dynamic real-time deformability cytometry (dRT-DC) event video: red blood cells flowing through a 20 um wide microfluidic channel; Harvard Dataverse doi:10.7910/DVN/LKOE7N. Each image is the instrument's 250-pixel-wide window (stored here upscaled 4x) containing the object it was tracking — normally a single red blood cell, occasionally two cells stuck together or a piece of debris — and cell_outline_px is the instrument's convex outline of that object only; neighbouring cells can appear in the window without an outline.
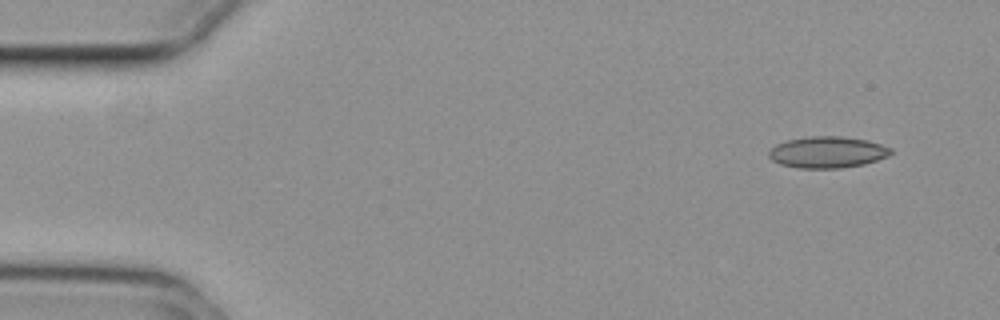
{"species": "common noctule bat (a hibernating species)", "species_latin": "Nyctalus noctula", "temperature_condition": "cold", "stored_images_in_passage": 54, "camera_frame_rate_fps": 3000, "um_per_image_px": 0.085, "animal": {"sex": "female", "body_mass_g": 29.2, "forearm_length_mm": 56.3}, "frame": {"image": 1, "passage_image": 3, "time_ms": 0.667, "image_size_px": [1000, 320], "cell_outline_px": [[892, 152], [888, 156], [864, 164], [840, 168], [800, 168], [780, 164], [772, 160], [768, 156], [768, 152], [776, 144], [788, 140], [808, 136], [840, 136], [868, 140], [892, 148]], "centroid_in_image_um": [70.33, 12.93], "position_along_channel_um": 14.7, "area_um2": 22.31}}
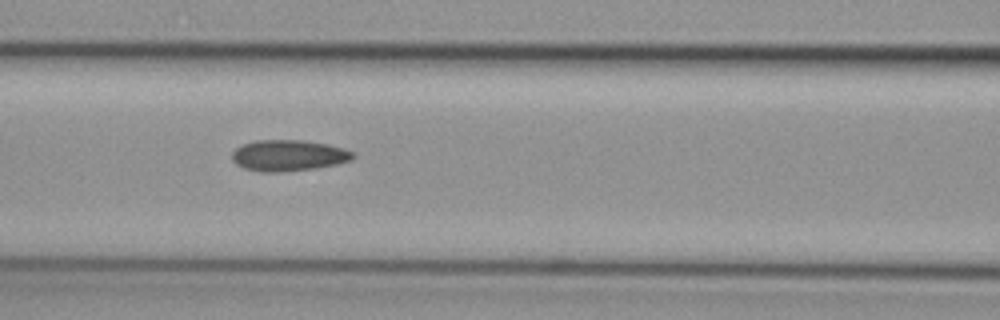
{"frame": {"image": 2, "passage_image": 22, "time_ms": 7.0, "image_size_px": [1000, 320], "cell_outline_px": [[356, 156], [352, 160], [336, 164], [316, 168], [280, 172], [260, 172], [244, 168], [236, 164], [232, 160], [232, 152], [240, 144], [256, 140], [304, 140], [328, 144], [344, 148], [352, 152]], "centroid_in_image_um": [24.51, 13.21], "position_along_channel_um": 142.1, "area_um2": 22.14}}
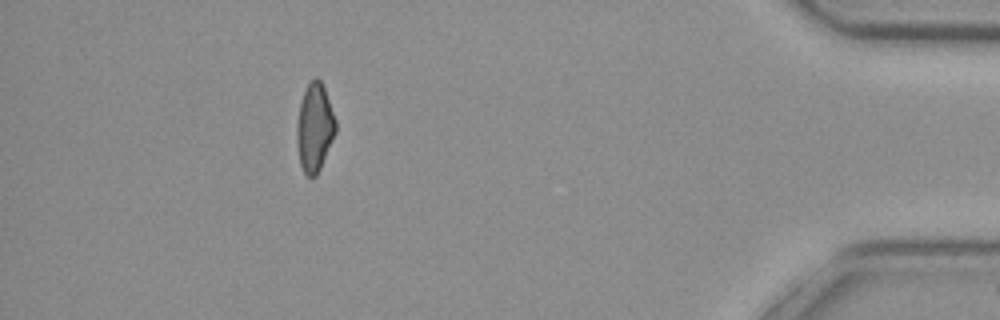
{"frame": {"image": 3, "passage_image": 48, "time_ms": 15.667, "image_size_px": [1000, 320], "cell_outline_px": [[336, 132], [320, 168], [316, 176], [308, 176], [304, 172], [300, 164], [296, 140], [296, 128], [300, 104], [304, 92], [308, 84], [316, 76], [320, 80], [324, 88], [336, 120]], "centroid_in_image_um": [26.74, 10.85], "position_along_channel_um": 408.5, "area_um2": 19.71}, "authors_computed_cell_mechanics": {"area_um2": 21.2415, "velocity_mm_per_s": 3.75, "shape_relaxation_time_tau1_ms": null, "shape_relaxation_time_tau2_ms": 4.1591, "deformation_change_tau1": null, "deformation_change_tau2": 0.1155}}